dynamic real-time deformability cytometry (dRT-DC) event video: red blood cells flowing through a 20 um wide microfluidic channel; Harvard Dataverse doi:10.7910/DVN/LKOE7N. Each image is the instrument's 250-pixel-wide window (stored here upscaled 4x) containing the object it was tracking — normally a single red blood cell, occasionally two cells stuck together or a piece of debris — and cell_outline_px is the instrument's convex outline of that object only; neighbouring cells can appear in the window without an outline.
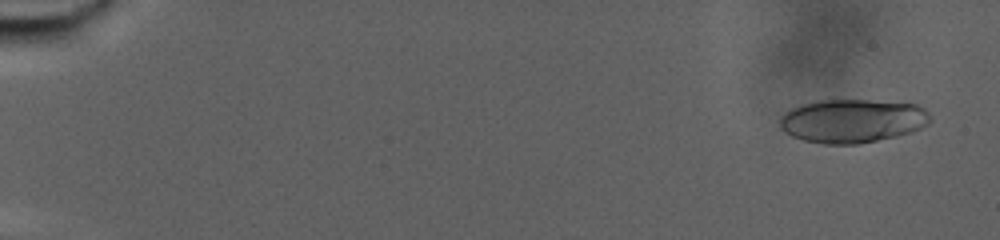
{"species": "human", "species_latin": "Homo sapiens", "temperature_condition": "warm", "stored_images_in_passage": 79, "camera_frame_rate_fps": 3000, "um_per_image_px": 0.085, "donor": {"sex": "male"}, "frame": {"image": 1, "passage_image": 4, "time_ms": 1.0, "image_size_px": [1000, 240], "cell_outline_px": [[932, 120], [928, 124], [912, 132], [896, 136], [856, 144], [824, 144], [804, 140], [792, 136], [784, 132], [780, 128], [780, 120], [792, 108], [816, 100], [868, 100], [916, 104], [924, 108], [928, 112]], "centroid_in_image_um": [72.48, 10.27], "position_along_channel_um": 12.5, "area_um2": 38.03}}
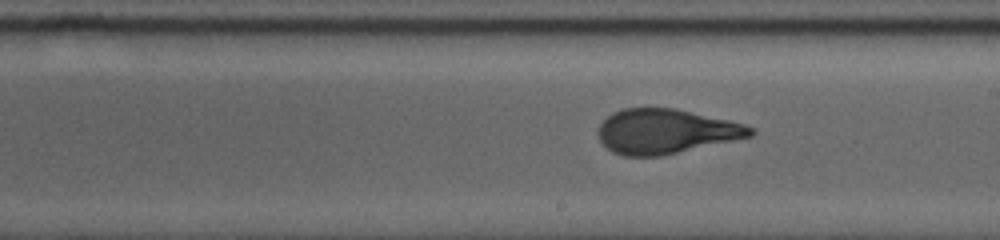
{"frame": {"image": 2, "passage_image": 48, "time_ms": 15.667, "image_size_px": [1000, 240], "cell_outline_px": [[756, 132], [752, 136], [660, 156], [624, 156], [612, 152], [600, 140], [596, 132], [600, 124], [612, 112], [624, 108], [676, 108], [728, 120], [744, 124], [756, 128]], "centroid_in_image_um": [56.58, 11.16], "position_along_channel_um": 232.4, "area_um2": 39.54}}
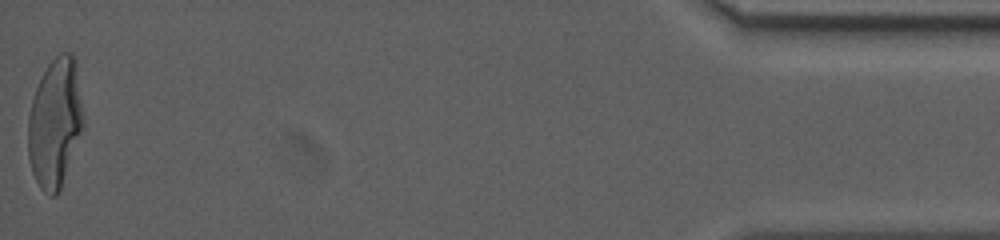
{"frame": {"image": 3, "passage_image": 79, "time_ms": 26.0, "image_size_px": [1000, 240], "cell_outline_px": [[84, 124], [60, 188], [56, 196], [48, 196], [40, 188], [32, 172], [28, 156], [28, 116], [32, 100], [36, 88], [48, 64], [60, 52], [72, 52], [76, 56], [84, 120]], "centroid_in_image_um": [4.68, 10.4], "position_along_channel_um": 430.5, "area_um2": 41.56}, "authors_computed_cell_mechanics": {"area_um2": 39.5352, "velocity_mm_per_s": 2.7172, "shape_relaxation_time_tau1_ms": 7.9068, "shape_relaxation_time_tau2_ms": 1.1164, "deformation_change_tau1": 0.2633, "deformation_change_tau2": 0.0809}}